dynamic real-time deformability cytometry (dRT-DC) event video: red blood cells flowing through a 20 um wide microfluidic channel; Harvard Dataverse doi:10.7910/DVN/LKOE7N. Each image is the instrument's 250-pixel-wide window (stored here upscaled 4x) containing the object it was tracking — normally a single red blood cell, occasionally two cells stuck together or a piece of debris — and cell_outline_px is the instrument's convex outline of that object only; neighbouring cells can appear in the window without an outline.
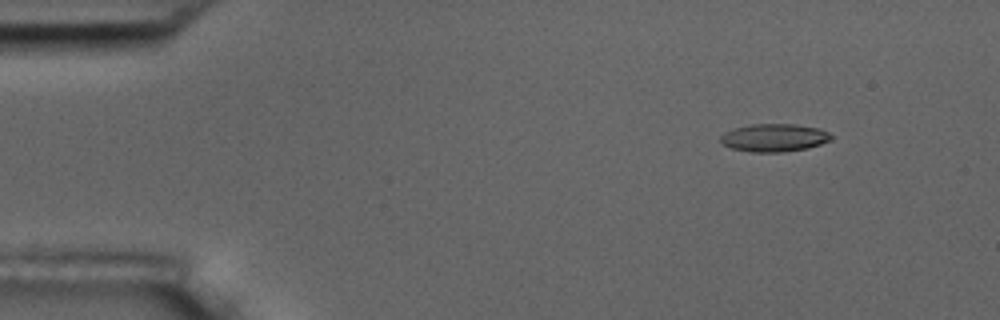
{"species": "common noctule bat (a hibernating species)", "species_latin": "Nyctalus noctula", "temperature_condition": "room temperature", "stored_images_in_passage": 7, "camera_frame_rate_fps": 3000, "um_per_image_px": 0.085, "animal": {"sex": "male", "body_mass_g": 17.5, "forearm_length_mm": 52.3}, "frame": {"image": 1, "passage_image": 2, "time_ms": 1.0, "image_size_px": [1000, 320], "cell_outline_px": [[832, 140], [808, 148], [784, 152], [748, 152], [732, 148], [724, 144], [720, 140], [720, 136], [724, 132], [736, 128], [752, 124], [796, 124], [820, 128], [828, 132], [832, 136]], "centroid_in_image_um": [65.83, 11.71], "position_along_channel_um": 19.2, "area_um2": 18.03}}
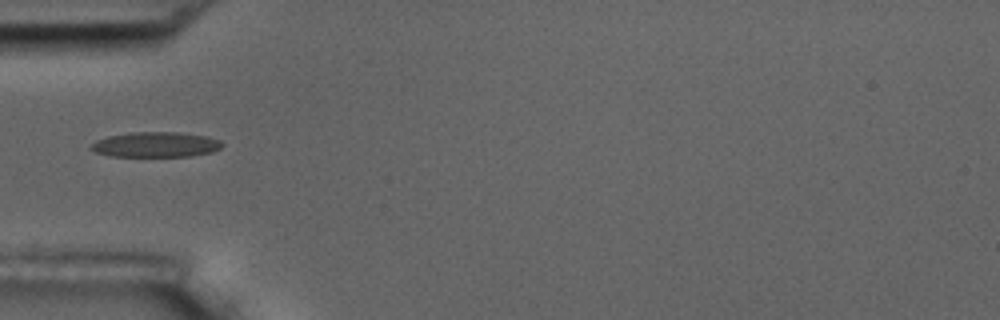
{"frame": {"image": 2, "passage_image": 5, "time_ms": 5.0, "image_size_px": [1000, 320], "cell_outline_px": [[224, 144], [220, 148], [212, 152], [192, 156], [108, 156], [96, 152], [92, 148], [92, 144], [96, 140], [108, 136], [132, 132], [176, 132], [204, 136], [220, 140]], "centroid_in_image_um": [13.25, 12.29], "position_along_channel_um": 71.7, "area_um2": 19.07}}